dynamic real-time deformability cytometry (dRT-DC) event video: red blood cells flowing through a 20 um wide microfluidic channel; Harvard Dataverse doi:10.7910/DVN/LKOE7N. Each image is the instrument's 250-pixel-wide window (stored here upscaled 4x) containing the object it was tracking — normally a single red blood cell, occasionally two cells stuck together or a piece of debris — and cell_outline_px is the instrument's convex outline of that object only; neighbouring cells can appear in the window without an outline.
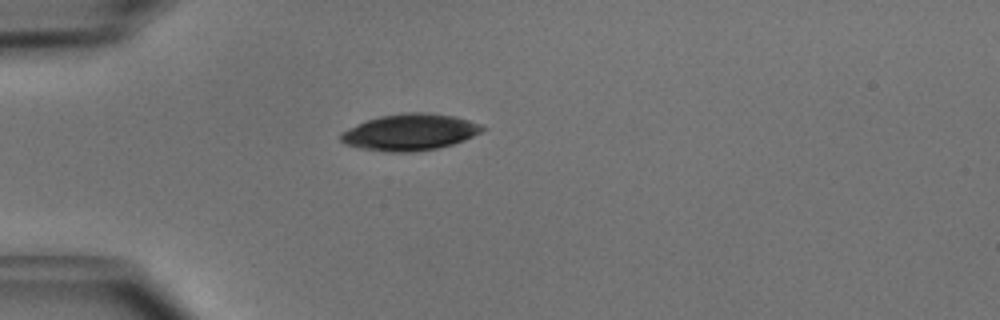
{"species": "common noctule bat (a hibernating species)", "species_latin": "Nyctalus noctula", "temperature_condition": "cold", "stored_images_in_passage": 31, "camera_frame_rate_fps": 3000, "um_per_image_px": 0.085, "animal": {"sex": "male", "body_mass_g": 15.6}, "frame": {"image": 1, "passage_image": 1, "time_ms": 0.0, "image_size_px": [1000, 320], "cell_outline_px": [[488, 128], [464, 140], [452, 144], [436, 148], [412, 152], [384, 152], [360, 148], [344, 144], [340, 140], [340, 132], [368, 120], [380, 116], [404, 112], [428, 112], [452, 116], [468, 120], [480, 124]], "centroid_in_image_um": [34.83, 11.24], "position_along_channel_um": 50.2, "area_um2": 30.0}}
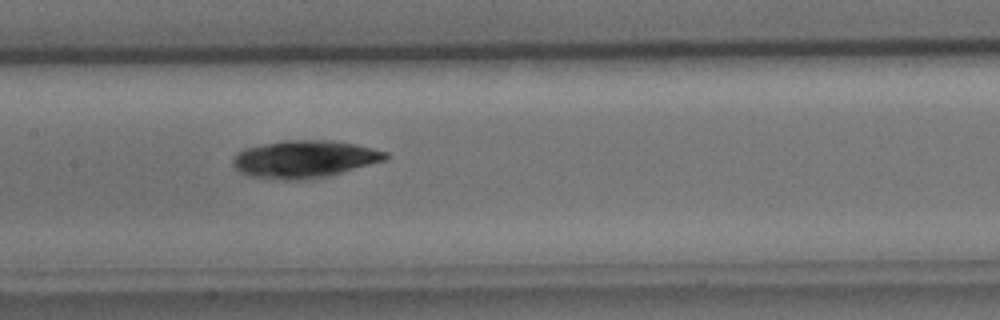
{"frame": {"image": 2, "passage_image": 12, "time_ms": 3.667, "image_size_px": [1000, 320], "cell_outline_px": [[388, 156], [384, 160], [340, 172], [324, 176], [296, 180], [292, 180], [252, 176], [240, 172], [232, 164], [232, 156], [236, 152], [244, 148], [284, 140], [332, 140], [356, 144], [388, 152]], "centroid_in_image_um": [25.83, 13.49], "position_along_channel_um": 181.6, "area_um2": 32.77}}
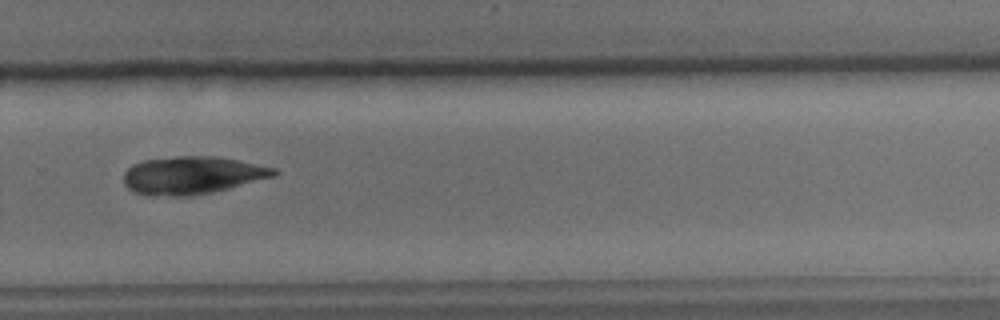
{"frame": {"image": 3, "passage_image": 22, "time_ms": 7.0, "image_size_px": [1000, 320], "cell_outline_px": [[280, 172], [276, 176], [212, 192], [188, 196], [152, 196], [136, 192], [128, 188], [124, 184], [124, 172], [132, 164], [144, 160], [176, 156], [212, 156], [236, 160], [276, 168]], "centroid_in_image_um": [16.33, 14.9], "position_along_channel_um": 313.5, "area_um2": 32.95}}